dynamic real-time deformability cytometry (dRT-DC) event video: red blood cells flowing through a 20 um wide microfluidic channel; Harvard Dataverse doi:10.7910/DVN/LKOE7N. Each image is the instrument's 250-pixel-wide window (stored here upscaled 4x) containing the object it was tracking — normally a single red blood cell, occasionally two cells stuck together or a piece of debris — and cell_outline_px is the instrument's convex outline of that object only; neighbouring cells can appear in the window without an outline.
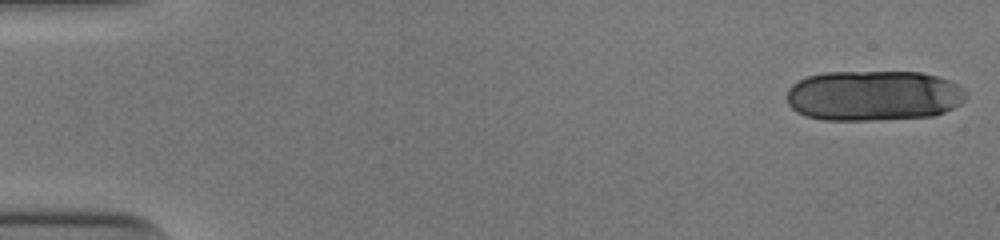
{"species": "human", "species_latin": "Homo sapiens", "temperature_condition": "cold", "stored_images_in_passage": 18, "camera_frame_rate_fps": 3000, "um_per_image_px": 0.085, "donor": {"sex": "male"}, "frame": {"image": 1, "passage_image": 1, "time_ms": 0.0, "image_size_px": [1000, 240], "cell_outline_px": [[968, 96], [960, 104], [944, 112], [932, 116], [868, 120], [824, 120], [808, 116], [796, 112], [788, 104], [788, 88], [792, 84], [808, 76], [824, 72], [920, 72], [936, 76], [948, 80], [964, 88], [968, 92]], "centroid_in_image_um": [74.26, 8.12], "position_along_channel_um": 10.7, "area_um2": 52.77}}